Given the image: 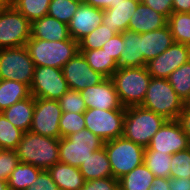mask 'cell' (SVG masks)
<instances>
[{
	"label": "cell",
	"mask_w": 190,
	"mask_h": 190,
	"mask_svg": "<svg viewBox=\"0 0 190 190\" xmlns=\"http://www.w3.org/2000/svg\"><path fill=\"white\" fill-rule=\"evenodd\" d=\"M60 139L35 134L23 133L16 147L19 162L29 163L42 170H48L59 162Z\"/></svg>",
	"instance_id": "1"
},
{
	"label": "cell",
	"mask_w": 190,
	"mask_h": 190,
	"mask_svg": "<svg viewBox=\"0 0 190 190\" xmlns=\"http://www.w3.org/2000/svg\"><path fill=\"white\" fill-rule=\"evenodd\" d=\"M25 47L34 66L59 69L79 52V42L72 38L64 41H48L31 37Z\"/></svg>",
	"instance_id": "2"
},
{
	"label": "cell",
	"mask_w": 190,
	"mask_h": 190,
	"mask_svg": "<svg viewBox=\"0 0 190 190\" xmlns=\"http://www.w3.org/2000/svg\"><path fill=\"white\" fill-rule=\"evenodd\" d=\"M152 76L146 66L118 68L111 79L123 107L143 103Z\"/></svg>",
	"instance_id": "3"
},
{
	"label": "cell",
	"mask_w": 190,
	"mask_h": 190,
	"mask_svg": "<svg viewBox=\"0 0 190 190\" xmlns=\"http://www.w3.org/2000/svg\"><path fill=\"white\" fill-rule=\"evenodd\" d=\"M167 120L142 106L126 107L123 137L146 148Z\"/></svg>",
	"instance_id": "4"
},
{
	"label": "cell",
	"mask_w": 190,
	"mask_h": 190,
	"mask_svg": "<svg viewBox=\"0 0 190 190\" xmlns=\"http://www.w3.org/2000/svg\"><path fill=\"white\" fill-rule=\"evenodd\" d=\"M140 106L161 115L166 120H177L184 108V101L175 92L168 79L152 77Z\"/></svg>",
	"instance_id": "5"
},
{
	"label": "cell",
	"mask_w": 190,
	"mask_h": 190,
	"mask_svg": "<svg viewBox=\"0 0 190 190\" xmlns=\"http://www.w3.org/2000/svg\"><path fill=\"white\" fill-rule=\"evenodd\" d=\"M103 147L111 164L112 177L117 180L144 163L145 148L123 136L104 142Z\"/></svg>",
	"instance_id": "6"
},
{
	"label": "cell",
	"mask_w": 190,
	"mask_h": 190,
	"mask_svg": "<svg viewBox=\"0 0 190 190\" xmlns=\"http://www.w3.org/2000/svg\"><path fill=\"white\" fill-rule=\"evenodd\" d=\"M104 141L87 128L60 138L59 161L74 167H80L93 152L101 149Z\"/></svg>",
	"instance_id": "7"
},
{
	"label": "cell",
	"mask_w": 190,
	"mask_h": 190,
	"mask_svg": "<svg viewBox=\"0 0 190 190\" xmlns=\"http://www.w3.org/2000/svg\"><path fill=\"white\" fill-rule=\"evenodd\" d=\"M31 38V22L10 3L0 6V49L25 46Z\"/></svg>",
	"instance_id": "8"
},
{
	"label": "cell",
	"mask_w": 190,
	"mask_h": 190,
	"mask_svg": "<svg viewBox=\"0 0 190 190\" xmlns=\"http://www.w3.org/2000/svg\"><path fill=\"white\" fill-rule=\"evenodd\" d=\"M34 62L25 46L0 49V80H13L31 86Z\"/></svg>",
	"instance_id": "9"
},
{
	"label": "cell",
	"mask_w": 190,
	"mask_h": 190,
	"mask_svg": "<svg viewBox=\"0 0 190 190\" xmlns=\"http://www.w3.org/2000/svg\"><path fill=\"white\" fill-rule=\"evenodd\" d=\"M85 127L104 142L123 135L125 110L86 109Z\"/></svg>",
	"instance_id": "10"
},
{
	"label": "cell",
	"mask_w": 190,
	"mask_h": 190,
	"mask_svg": "<svg viewBox=\"0 0 190 190\" xmlns=\"http://www.w3.org/2000/svg\"><path fill=\"white\" fill-rule=\"evenodd\" d=\"M69 90L62 69L49 66H35L31 95L35 98L59 100Z\"/></svg>",
	"instance_id": "11"
},
{
	"label": "cell",
	"mask_w": 190,
	"mask_h": 190,
	"mask_svg": "<svg viewBox=\"0 0 190 190\" xmlns=\"http://www.w3.org/2000/svg\"><path fill=\"white\" fill-rule=\"evenodd\" d=\"M62 109L58 100L35 98L31 132L46 137L61 138L59 121Z\"/></svg>",
	"instance_id": "12"
},
{
	"label": "cell",
	"mask_w": 190,
	"mask_h": 190,
	"mask_svg": "<svg viewBox=\"0 0 190 190\" xmlns=\"http://www.w3.org/2000/svg\"><path fill=\"white\" fill-rule=\"evenodd\" d=\"M190 147L188 136L177 120H167L150 140L148 148L152 151L175 154Z\"/></svg>",
	"instance_id": "13"
},
{
	"label": "cell",
	"mask_w": 190,
	"mask_h": 190,
	"mask_svg": "<svg viewBox=\"0 0 190 190\" xmlns=\"http://www.w3.org/2000/svg\"><path fill=\"white\" fill-rule=\"evenodd\" d=\"M61 69L71 90L82 91L86 87L98 85L106 79L105 76L89 66L81 52H78Z\"/></svg>",
	"instance_id": "14"
},
{
	"label": "cell",
	"mask_w": 190,
	"mask_h": 190,
	"mask_svg": "<svg viewBox=\"0 0 190 190\" xmlns=\"http://www.w3.org/2000/svg\"><path fill=\"white\" fill-rule=\"evenodd\" d=\"M190 60V46L174 42L167 50L146 64L154 78H168L181 65Z\"/></svg>",
	"instance_id": "15"
},
{
	"label": "cell",
	"mask_w": 190,
	"mask_h": 190,
	"mask_svg": "<svg viewBox=\"0 0 190 190\" xmlns=\"http://www.w3.org/2000/svg\"><path fill=\"white\" fill-rule=\"evenodd\" d=\"M80 94L84 98L87 109L126 110L120 103L111 78H106L98 85L86 87L80 91Z\"/></svg>",
	"instance_id": "16"
},
{
	"label": "cell",
	"mask_w": 190,
	"mask_h": 190,
	"mask_svg": "<svg viewBox=\"0 0 190 190\" xmlns=\"http://www.w3.org/2000/svg\"><path fill=\"white\" fill-rule=\"evenodd\" d=\"M102 20L103 9L95 8L88 4H80L68 24L69 36L79 42L102 24Z\"/></svg>",
	"instance_id": "17"
},
{
	"label": "cell",
	"mask_w": 190,
	"mask_h": 190,
	"mask_svg": "<svg viewBox=\"0 0 190 190\" xmlns=\"http://www.w3.org/2000/svg\"><path fill=\"white\" fill-rule=\"evenodd\" d=\"M140 0H118L112 8L103 10L102 24L107 25L115 34L128 29L129 20L136 11Z\"/></svg>",
	"instance_id": "18"
},
{
	"label": "cell",
	"mask_w": 190,
	"mask_h": 190,
	"mask_svg": "<svg viewBox=\"0 0 190 190\" xmlns=\"http://www.w3.org/2000/svg\"><path fill=\"white\" fill-rule=\"evenodd\" d=\"M167 25V19L141 1L129 20L128 30L135 33H146L158 30Z\"/></svg>",
	"instance_id": "19"
},
{
	"label": "cell",
	"mask_w": 190,
	"mask_h": 190,
	"mask_svg": "<svg viewBox=\"0 0 190 190\" xmlns=\"http://www.w3.org/2000/svg\"><path fill=\"white\" fill-rule=\"evenodd\" d=\"M31 37L48 41H64L71 38L68 25L48 15L31 23Z\"/></svg>",
	"instance_id": "20"
},
{
	"label": "cell",
	"mask_w": 190,
	"mask_h": 190,
	"mask_svg": "<svg viewBox=\"0 0 190 190\" xmlns=\"http://www.w3.org/2000/svg\"><path fill=\"white\" fill-rule=\"evenodd\" d=\"M122 35L125 47L117 62L118 68L146 66L142 52V34L127 29Z\"/></svg>",
	"instance_id": "21"
},
{
	"label": "cell",
	"mask_w": 190,
	"mask_h": 190,
	"mask_svg": "<svg viewBox=\"0 0 190 190\" xmlns=\"http://www.w3.org/2000/svg\"><path fill=\"white\" fill-rule=\"evenodd\" d=\"M174 43L168 25L161 29L142 33V52L146 62L156 58Z\"/></svg>",
	"instance_id": "22"
},
{
	"label": "cell",
	"mask_w": 190,
	"mask_h": 190,
	"mask_svg": "<svg viewBox=\"0 0 190 190\" xmlns=\"http://www.w3.org/2000/svg\"><path fill=\"white\" fill-rule=\"evenodd\" d=\"M59 190H81L85 179L78 167L58 162L47 170Z\"/></svg>",
	"instance_id": "23"
},
{
	"label": "cell",
	"mask_w": 190,
	"mask_h": 190,
	"mask_svg": "<svg viewBox=\"0 0 190 190\" xmlns=\"http://www.w3.org/2000/svg\"><path fill=\"white\" fill-rule=\"evenodd\" d=\"M34 107L35 97L31 95L30 97L13 104L1 113L15 127L27 132L30 130L32 124Z\"/></svg>",
	"instance_id": "24"
},
{
	"label": "cell",
	"mask_w": 190,
	"mask_h": 190,
	"mask_svg": "<svg viewBox=\"0 0 190 190\" xmlns=\"http://www.w3.org/2000/svg\"><path fill=\"white\" fill-rule=\"evenodd\" d=\"M79 169L85 181L112 177L111 164L104 147L93 152V154L80 165Z\"/></svg>",
	"instance_id": "25"
},
{
	"label": "cell",
	"mask_w": 190,
	"mask_h": 190,
	"mask_svg": "<svg viewBox=\"0 0 190 190\" xmlns=\"http://www.w3.org/2000/svg\"><path fill=\"white\" fill-rule=\"evenodd\" d=\"M30 96L28 85L13 80H0V112Z\"/></svg>",
	"instance_id": "26"
},
{
	"label": "cell",
	"mask_w": 190,
	"mask_h": 190,
	"mask_svg": "<svg viewBox=\"0 0 190 190\" xmlns=\"http://www.w3.org/2000/svg\"><path fill=\"white\" fill-rule=\"evenodd\" d=\"M155 176L144 163L119 179L120 190H149Z\"/></svg>",
	"instance_id": "27"
},
{
	"label": "cell",
	"mask_w": 190,
	"mask_h": 190,
	"mask_svg": "<svg viewBox=\"0 0 190 190\" xmlns=\"http://www.w3.org/2000/svg\"><path fill=\"white\" fill-rule=\"evenodd\" d=\"M89 66L106 78H111L118 69V64L112 56H109L102 48L94 50H79Z\"/></svg>",
	"instance_id": "28"
},
{
	"label": "cell",
	"mask_w": 190,
	"mask_h": 190,
	"mask_svg": "<svg viewBox=\"0 0 190 190\" xmlns=\"http://www.w3.org/2000/svg\"><path fill=\"white\" fill-rule=\"evenodd\" d=\"M42 171L29 163L19 162L7 179L9 190H26Z\"/></svg>",
	"instance_id": "29"
},
{
	"label": "cell",
	"mask_w": 190,
	"mask_h": 190,
	"mask_svg": "<svg viewBox=\"0 0 190 190\" xmlns=\"http://www.w3.org/2000/svg\"><path fill=\"white\" fill-rule=\"evenodd\" d=\"M174 42L190 46V13L172 12L167 19Z\"/></svg>",
	"instance_id": "30"
},
{
	"label": "cell",
	"mask_w": 190,
	"mask_h": 190,
	"mask_svg": "<svg viewBox=\"0 0 190 190\" xmlns=\"http://www.w3.org/2000/svg\"><path fill=\"white\" fill-rule=\"evenodd\" d=\"M144 164L158 178H170L171 155L145 148Z\"/></svg>",
	"instance_id": "31"
},
{
	"label": "cell",
	"mask_w": 190,
	"mask_h": 190,
	"mask_svg": "<svg viewBox=\"0 0 190 190\" xmlns=\"http://www.w3.org/2000/svg\"><path fill=\"white\" fill-rule=\"evenodd\" d=\"M51 0H10L9 3L31 23L48 14Z\"/></svg>",
	"instance_id": "32"
},
{
	"label": "cell",
	"mask_w": 190,
	"mask_h": 190,
	"mask_svg": "<svg viewBox=\"0 0 190 190\" xmlns=\"http://www.w3.org/2000/svg\"><path fill=\"white\" fill-rule=\"evenodd\" d=\"M167 79L178 96L185 102L190 95V60L172 72Z\"/></svg>",
	"instance_id": "33"
},
{
	"label": "cell",
	"mask_w": 190,
	"mask_h": 190,
	"mask_svg": "<svg viewBox=\"0 0 190 190\" xmlns=\"http://www.w3.org/2000/svg\"><path fill=\"white\" fill-rule=\"evenodd\" d=\"M24 131L15 127L0 112V148L2 150H15L20 143Z\"/></svg>",
	"instance_id": "34"
},
{
	"label": "cell",
	"mask_w": 190,
	"mask_h": 190,
	"mask_svg": "<svg viewBox=\"0 0 190 190\" xmlns=\"http://www.w3.org/2000/svg\"><path fill=\"white\" fill-rule=\"evenodd\" d=\"M115 33L105 24H100L79 41V50H94L103 47Z\"/></svg>",
	"instance_id": "35"
},
{
	"label": "cell",
	"mask_w": 190,
	"mask_h": 190,
	"mask_svg": "<svg viewBox=\"0 0 190 190\" xmlns=\"http://www.w3.org/2000/svg\"><path fill=\"white\" fill-rule=\"evenodd\" d=\"M79 5L72 0H51L47 15L68 25Z\"/></svg>",
	"instance_id": "36"
},
{
	"label": "cell",
	"mask_w": 190,
	"mask_h": 190,
	"mask_svg": "<svg viewBox=\"0 0 190 190\" xmlns=\"http://www.w3.org/2000/svg\"><path fill=\"white\" fill-rule=\"evenodd\" d=\"M190 179V147L171 155L170 179Z\"/></svg>",
	"instance_id": "37"
},
{
	"label": "cell",
	"mask_w": 190,
	"mask_h": 190,
	"mask_svg": "<svg viewBox=\"0 0 190 190\" xmlns=\"http://www.w3.org/2000/svg\"><path fill=\"white\" fill-rule=\"evenodd\" d=\"M59 128L61 138L83 130L85 127V118L83 113L62 112Z\"/></svg>",
	"instance_id": "38"
},
{
	"label": "cell",
	"mask_w": 190,
	"mask_h": 190,
	"mask_svg": "<svg viewBox=\"0 0 190 190\" xmlns=\"http://www.w3.org/2000/svg\"><path fill=\"white\" fill-rule=\"evenodd\" d=\"M58 101L62 112L84 113L87 109L80 91L69 89Z\"/></svg>",
	"instance_id": "39"
},
{
	"label": "cell",
	"mask_w": 190,
	"mask_h": 190,
	"mask_svg": "<svg viewBox=\"0 0 190 190\" xmlns=\"http://www.w3.org/2000/svg\"><path fill=\"white\" fill-rule=\"evenodd\" d=\"M19 164L16 150L0 151V179L7 181L12 171Z\"/></svg>",
	"instance_id": "40"
},
{
	"label": "cell",
	"mask_w": 190,
	"mask_h": 190,
	"mask_svg": "<svg viewBox=\"0 0 190 190\" xmlns=\"http://www.w3.org/2000/svg\"><path fill=\"white\" fill-rule=\"evenodd\" d=\"M81 190H120L119 180L114 177H106L85 181Z\"/></svg>",
	"instance_id": "41"
},
{
	"label": "cell",
	"mask_w": 190,
	"mask_h": 190,
	"mask_svg": "<svg viewBox=\"0 0 190 190\" xmlns=\"http://www.w3.org/2000/svg\"><path fill=\"white\" fill-rule=\"evenodd\" d=\"M124 46V40L122 33L115 34L109 41L105 42L102 49L105 52L114 58L116 62L119 61V58L122 53Z\"/></svg>",
	"instance_id": "42"
},
{
	"label": "cell",
	"mask_w": 190,
	"mask_h": 190,
	"mask_svg": "<svg viewBox=\"0 0 190 190\" xmlns=\"http://www.w3.org/2000/svg\"><path fill=\"white\" fill-rule=\"evenodd\" d=\"M26 190H59L47 170H42L37 179Z\"/></svg>",
	"instance_id": "43"
},
{
	"label": "cell",
	"mask_w": 190,
	"mask_h": 190,
	"mask_svg": "<svg viewBox=\"0 0 190 190\" xmlns=\"http://www.w3.org/2000/svg\"><path fill=\"white\" fill-rule=\"evenodd\" d=\"M156 12L162 14L166 19L173 12L172 0H140Z\"/></svg>",
	"instance_id": "44"
},
{
	"label": "cell",
	"mask_w": 190,
	"mask_h": 190,
	"mask_svg": "<svg viewBox=\"0 0 190 190\" xmlns=\"http://www.w3.org/2000/svg\"><path fill=\"white\" fill-rule=\"evenodd\" d=\"M184 129V133L188 136L190 142V107L184 106L178 119Z\"/></svg>",
	"instance_id": "45"
},
{
	"label": "cell",
	"mask_w": 190,
	"mask_h": 190,
	"mask_svg": "<svg viewBox=\"0 0 190 190\" xmlns=\"http://www.w3.org/2000/svg\"><path fill=\"white\" fill-rule=\"evenodd\" d=\"M170 190H190V179L187 178L170 179Z\"/></svg>",
	"instance_id": "46"
},
{
	"label": "cell",
	"mask_w": 190,
	"mask_h": 190,
	"mask_svg": "<svg viewBox=\"0 0 190 190\" xmlns=\"http://www.w3.org/2000/svg\"><path fill=\"white\" fill-rule=\"evenodd\" d=\"M149 190H170V178L155 177Z\"/></svg>",
	"instance_id": "47"
},
{
	"label": "cell",
	"mask_w": 190,
	"mask_h": 190,
	"mask_svg": "<svg viewBox=\"0 0 190 190\" xmlns=\"http://www.w3.org/2000/svg\"><path fill=\"white\" fill-rule=\"evenodd\" d=\"M173 12L190 13V0H172Z\"/></svg>",
	"instance_id": "48"
},
{
	"label": "cell",
	"mask_w": 190,
	"mask_h": 190,
	"mask_svg": "<svg viewBox=\"0 0 190 190\" xmlns=\"http://www.w3.org/2000/svg\"><path fill=\"white\" fill-rule=\"evenodd\" d=\"M117 1L118 0H87L86 4L104 10L106 8H112L113 4H115Z\"/></svg>",
	"instance_id": "49"
},
{
	"label": "cell",
	"mask_w": 190,
	"mask_h": 190,
	"mask_svg": "<svg viewBox=\"0 0 190 190\" xmlns=\"http://www.w3.org/2000/svg\"><path fill=\"white\" fill-rule=\"evenodd\" d=\"M0 190H9L7 181L0 179Z\"/></svg>",
	"instance_id": "50"
},
{
	"label": "cell",
	"mask_w": 190,
	"mask_h": 190,
	"mask_svg": "<svg viewBox=\"0 0 190 190\" xmlns=\"http://www.w3.org/2000/svg\"><path fill=\"white\" fill-rule=\"evenodd\" d=\"M184 106L190 107V95H189V97L186 99V101L184 102Z\"/></svg>",
	"instance_id": "51"
},
{
	"label": "cell",
	"mask_w": 190,
	"mask_h": 190,
	"mask_svg": "<svg viewBox=\"0 0 190 190\" xmlns=\"http://www.w3.org/2000/svg\"><path fill=\"white\" fill-rule=\"evenodd\" d=\"M72 1L78 2L80 4H86L87 3V0H72Z\"/></svg>",
	"instance_id": "52"
},
{
	"label": "cell",
	"mask_w": 190,
	"mask_h": 190,
	"mask_svg": "<svg viewBox=\"0 0 190 190\" xmlns=\"http://www.w3.org/2000/svg\"><path fill=\"white\" fill-rule=\"evenodd\" d=\"M8 1L7 0H0V5H4V4H7Z\"/></svg>",
	"instance_id": "53"
}]
</instances>
